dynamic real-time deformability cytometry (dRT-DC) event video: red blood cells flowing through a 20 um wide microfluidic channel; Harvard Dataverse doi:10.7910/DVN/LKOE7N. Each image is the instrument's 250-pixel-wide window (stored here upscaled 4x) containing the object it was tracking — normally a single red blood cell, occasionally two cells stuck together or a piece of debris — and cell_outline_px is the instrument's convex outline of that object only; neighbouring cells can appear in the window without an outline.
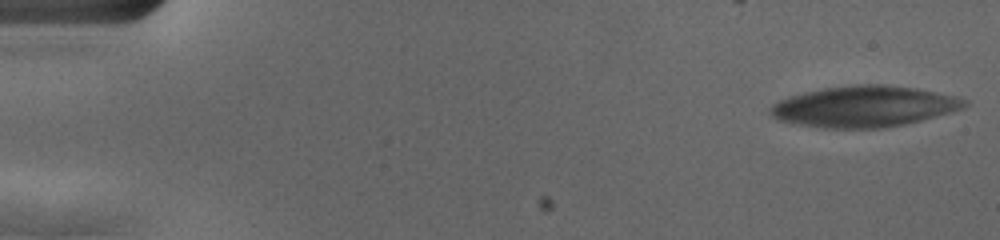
{"species": "human", "species_latin": "Homo sapiens", "temperature_condition": "cold", "stored_images_in_passage": 56, "camera_frame_rate_fps": 3000, "um_per_image_px": 0.085, "donor": {"sex": "female"}, "frame": {"image": 1, "passage_image": 1, "time_ms": 0.0, "image_size_px": [1000, 240], "cell_outline_px": [[968, 104], [960, 108], [948, 112], [920, 120], [904, 124], [880, 128], [824, 128], [800, 124], [780, 120], [772, 116], [772, 104], [780, 100], [792, 96], [824, 88], [852, 84], [884, 84], [916, 88], [952, 96], [964, 100]], "centroid_in_image_um": [73.42, 9.04], "position_along_channel_um": 11.6, "area_um2": 45.43}}
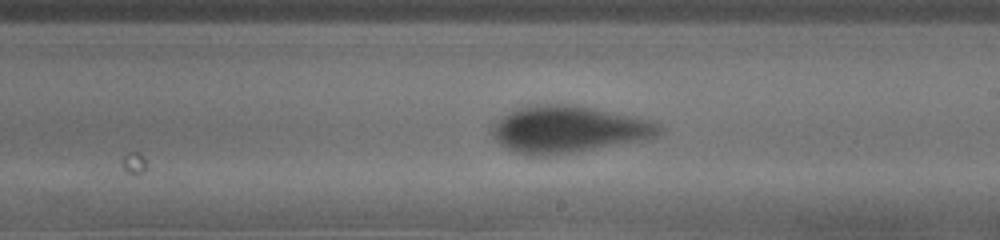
{"frame": {"image": 2, "passage_image": 33, "time_ms": 10.667, "image_size_px": [1000, 240], "cell_outline_px": [[660, 132], [648, 140], [584, 152], [552, 156], [528, 156], [512, 152], [500, 144], [488, 132], [492, 124], [504, 116], [520, 108], [536, 104], [560, 104], [592, 108], [636, 116], [660, 124]], "centroid_in_image_um": [48.3, 11.04], "position_along_channel_um": 240.7, "area_um2": 46.3}}
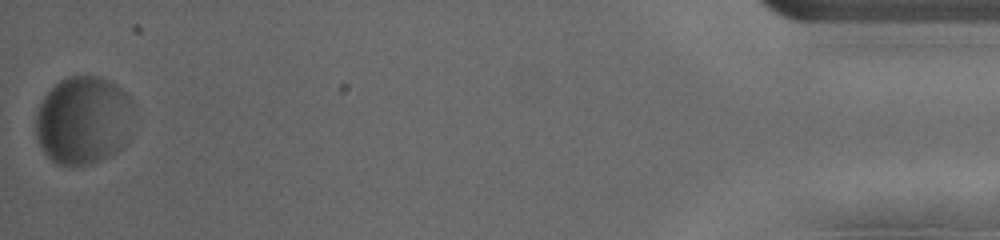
{"frame": {"image": 3, "passage_image": 56, "time_ms": 18.333, "image_size_px": [1000, 240], "cell_outline_px": [[132, 104], [124, 144], [116, 152], [108, 156], [88, 164], [76, 168], [56, 164], [40, 148], [36, 140], [36, 112], [44, 96], [60, 80], [68, 76], [100, 76], [116, 84], [128, 96]], "centroid_in_image_um": [7.01, 10.24], "position_along_channel_um": 428.2, "area_um2": 50.11}, "authors_computed_cell_mechanics": {"area_um2": 45.4597, "velocity_mm_per_s": 3.5234, "shape_relaxation_time_tau1_ms": 2.5447, "shape_relaxation_time_tau2_ms": 2.1902, "deformation_change_tau1": 0.1663, "deformation_change_tau2": 0.0892}}